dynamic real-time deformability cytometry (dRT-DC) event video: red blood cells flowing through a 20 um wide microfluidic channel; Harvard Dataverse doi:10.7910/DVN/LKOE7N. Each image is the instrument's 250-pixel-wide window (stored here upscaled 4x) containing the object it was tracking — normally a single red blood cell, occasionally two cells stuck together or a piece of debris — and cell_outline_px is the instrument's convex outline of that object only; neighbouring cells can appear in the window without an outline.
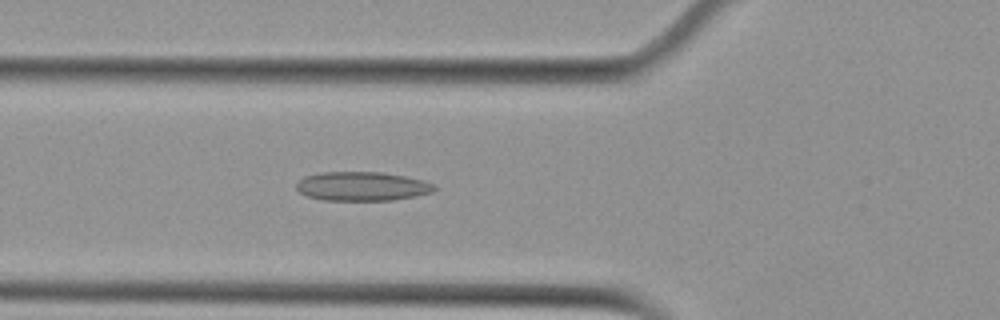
{"species": "Egyptian fruit bat (a non-hibernating species)", "species_latin": "Rousettus aegyptiacus", "temperature_condition": "cold", "stored_images_in_passage": 53, "camera_frame_rate_fps": 3000, "um_per_image_px": 0.085, "animal": {"sex": "female"}, "frame": {"image": 1, "passage_image": 19, "time_ms": 6.0, "image_size_px": [1000, 320], "cell_outline_px": [[436, 188], [432, 192], [416, 196], [392, 200], [324, 200], [308, 196], [300, 192], [296, 188], [296, 184], [304, 176], [320, 172], [384, 172], [424, 180], [436, 184]], "centroid_in_image_um": [30.8, 15.83], "position_along_channel_um": 95.0, "area_um2": 23.41}}
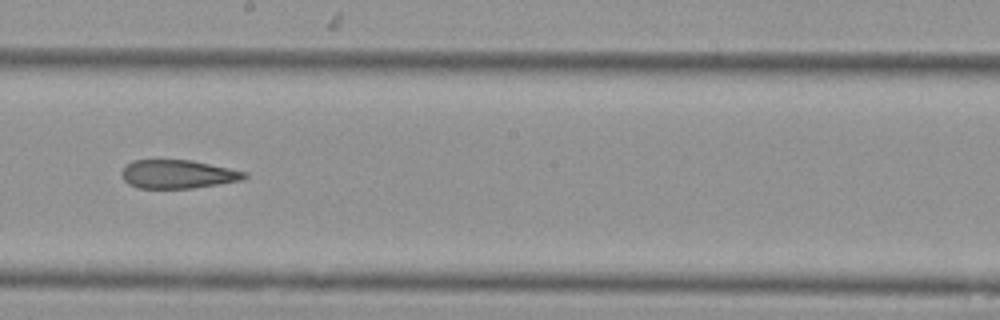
{"frame": {"image": 2, "passage_image": 30, "time_ms": 9.667, "image_size_px": [1000, 320], "cell_outline_px": [[248, 176], [244, 180], [220, 184], [192, 188], [136, 188], [128, 184], [124, 180], [120, 172], [132, 160], [192, 160], [248, 172]], "centroid_in_image_um": [15.14, 14.81], "position_along_channel_um": 233.1, "area_um2": 20.58}}
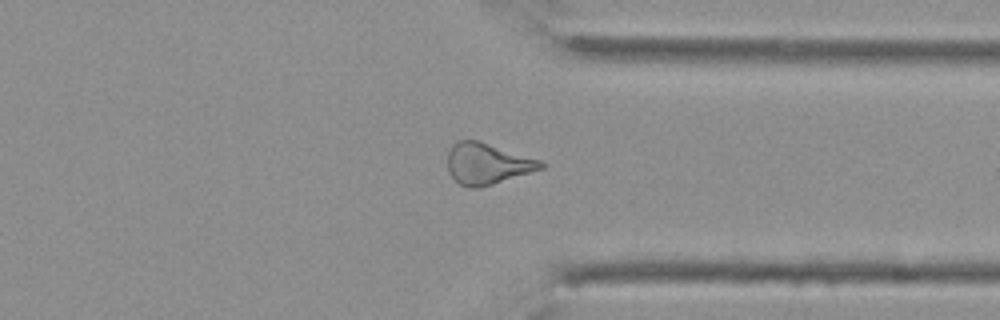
{"frame": {"image": 3, "passage_image": 41, "time_ms": 13.333, "image_size_px": [1000, 320], "cell_outline_px": [[544, 168], [480, 188], [468, 188], [460, 184], [448, 172], [448, 152], [452, 144], [456, 140], [480, 140], [540, 160], [544, 164]], "centroid_in_image_um": [41.39, 13.9], "position_along_channel_um": 370.0, "area_um2": 22.43}, "authors_computed_cell_mechanics": {"area_um2": 23.7558, "velocity_mm_per_s": 3.7646, "shape_relaxation_time_tau1_ms": null, "shape_relaxation_time_tau2_ms": 8.7191, "deformation_change_tau1": null, "deformation_change_tau2": 0.1633}}